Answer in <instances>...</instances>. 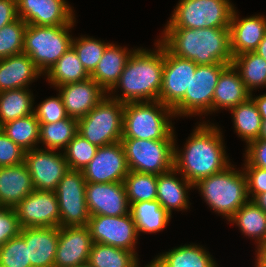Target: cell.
I'll list each match as a JSON object with an SVG mask.
<instances>
[{
	"label": "cell",
	"instance_id": "obj_31",
	"mask_svg": "<svg viewBox=\"0 0 266 267\" xmlns=\"http://www.w3.org/2000/svg\"><path fill=\"white\" fill-rule=\"evenodd\" d=\"M50 85L57 88L90 78L75 50L70 47L45 74Z\"/></svg>",
	"mask_w": 266,
	"mask_h": 267
},
{
	"label": "cell",
	"instance_id": "obj_22",
	"mask_svg": "<svg viewBox=\"0 0 266 267\" xmlns=\"http://www.w3.org/2000/svg\"><path fill=\"white\" fill-rule=\"evenodd\" d=\"M229 29L233 57L254 52L266 33V17L254 15L239 19L234 8Z\"/></svg>",
	"mask_w": 266,
	"mask_h": 267
},
{
	"label": "cell",
	"instance_id": "obj_12",
	"mask_svg": "<svg viewBox=\"0 0 266 267\" xmlns=\"http://www.w3.org/2000/svg\"><path fill=\"white\" fill-rule=\"evenodd\" d=\"M93 243L136 252L138 232L131 214L124 216H90L87 223Z\"/></svg>",
	"mask_w": 266,
	"mask_h": 267
},
{
	"label": "cell",
	"instance_id": "obj_46",
	"mask_svg": "<svg viewBox=\"0 0 266 267\" xmlns=\"http://www.w3.org/2000/svg\"><path fill=\"white\" fill-rule=\"evenodd\" d=\"M242 169L246 175L247 192L250 200L257 194L266 192V169L252 165H244Z\"/></svg>",
	"mask_w": 266,
	"mask_h": 267
},
{
	"label": "cell",
	"instance_id": "obj_18",
	"mask_svg": "<svg viewBox=\"0 0 266 267\" xmlns=\"http://www.w3.org/2000/svg\"><path fill=\"white\" fill-rule=\"evenodd\" d=\"M17 13L26 24L36 26L68 25L76 19L66 0H17Z\"/></svg>",
	"mask_w": 266,
	"mask_h": 267
},
{
	"label": "cell",
	"instance_id": "obj_9",
	"mask_svg": "<svg viewBox=\"0 0 266 267\" xmlns=\"http://www.w3.org/2000/svg\"><path fill=\"white\" fill-rule=\"evenodd\" d=\"M175 141L121 139L129 170L157 176L171 170Z\"/></svg>",
	"mask_w": 266,
	"mask_h": 267
},
{
	"label": "cell",
	"instance_id": "obj_21",
	"mask_svg": "<svg viewBox=\"0 0 266 267\" xmlns=\"http://www.w3.org/2000/svg\"><path fill=\"white\" fill-rule=\"evenodd\" d=\"M19 235L28 246L31 267H54L59 227L21 228Z\"/></svg>",
	"mask_w": 266,
	"mask_h": 267
},
{
	"label": "cell",
	"instance_id": "obj_7",
	"mask_svg": "<svg viewBox=\"0 0 266 267\" xmlns=\"http://www.w3.org/2000/svg\"><path fill=\"white\" fill-rule=\"evenodd\" d=\"M124 103L109 95L78 119V134L101 147L120 142L123 132Z\"/></svg>",
	"mask_w": 266,
	"mask_h": 267
},
{
	"label": "cell",
	"instance_id": "obj_17",
	"mask_svg": "<svg viewBox=\"0 0 266 267\" xmlns=\"http://www.w3.org/2000/svg\"><path fill=\"white\" fill-rule=\"evenodd\" d=\"M85 195L90 216H124L130 213L124 183H86Z\"/></svg>",
	"mask_w": 266,
	"mask_h": 267
},
{
	"label": "cell",
	"instance_id": "obj_53",
	"mask_svg": "<svg viewBox=\"0 0 266 267\" xmlns=\"http://www.w3.org/2000/svg\"><path fill=\"white\" fill-rule=\"evenodd\" d=\"M259 139H266V120H262Z\"/></svg>",
	"mask_w": 266,
	"mask_h": 267
},
{
	"label": "cell",
	"instance_id": "obj_15",
	"mask_svg": "<svg viewBox=\"0 0 266 267\" xmlns=\"http://www.w3.org/2000/svg\"><path fill=\"white\" fill-rule=\"evenodd\" d=\"M14 210L21 228L60 227L58 198L54 191L34 190Z\"/></svg>",
	"mask_w": 266,
	"mask_h": 267
},
{
	"label": "cell",
	"instance_id": "obj_42",
	"mask_svg": "<svg viewBox=\"0 0 266 267\" xmlns=\"http://www.w3.org/2000/svg\"><path fill=\"white\" fill-rule=\"evenodd\" d=\"M0 267H31L28 246L20 235L0 247Z\"/></svg>",
	"mask_w": 266,
	"mask_h": 267
},
{
	"label": "cell",
	"instance_id": "obj_37",
	"mask_svg": "<svg viewBox=\"0 0 266 267\" xmlns=\"http://www.w3.org/2000/svg\"><path fill=\"white\" fill-rule=\"evenodd\" d=\"M137 252L93 243L88 263L92 267H140Z\"/></svg>",
	"mask_w": 266,
	"mask_h": 267
},
{
	"label": "cell",
	"instance_id": "obj_11",
	"mask_svg": "<svg viewBox=\"0 0 266 267\" xmlns=\"http://www.w3.org/2000/svg\"><path fill=\"white\" fill-rule=\"evenodd\" d=\"M86 181L82 170H71L63 176L54 191L58 198L60 226H86L90 214L86 203Z\"/></svg>",
	"mask_w": 266,
	"mask_h": 267
},
{
	"label": "cell",
	"instance_id": "obj_4",
	"mask_svg": "<svg viewBox=\"0 0 266 267\" xmlns=\"http://www.w3.org/2000/svg\"><path fill=\"white\" fill-rule=\"evenodd\" d=\"M171 117L172 108L158 100L125 103L122 139L175 140Z\"/></svg>",
	"mask_w": 266,
	"mask_h": 267
},
{
	"label": "cell",
	"instance_id": "obj_6",
	"mask_svg": "<svg viewBox=\"0 0 266 267\" xmlns=\"http://www.w3.org/2000/svg\"><path fill=\"white\" fill-rule=\"evenodd\" d=\"M36 26L27 24L24 33L23 53L27 54L43 74L71 47L72 35L69 31L75 24Z\"/></svg>",
	"mask_w": 266,
	"mask_h": 267
},
{
	"label": "cell",
	"instance_id": "obj_55",
	"mask_svg": "<svg viewBox=\"0 0 266 267\" xmlns=\"http://www.w3.org/2000/svg\"><path fill=\"white\" fill-rule=\"evenodd\" d=\"M145 267H157L152 261L146 265Z\"/></svg>",
	"mask_w": 266,
	"mask_h": 267
},
{
	"label": "cell",
	"instance_id": "obj_8",
	"mask_svg": "<svg viewBox=\"0 0 266 267\" xmlns=\"http://www.w3.org/2000/svg\"><path fill=\"white\" fill-rule=\"evenodd\" d=\"M233 10L229 0H179L165 28H229Z\"/></svg>",
	"mask_w": 266,
	"mask_h": 267
},
{
	"label": "cell",
	"instance_id": "obj_19",
	"mask_svg": "<svg viewBox=\"0 0 266 267\" xmlns=\"http://www.w3.org/2000/svg\"><path fill=\"white\" fill-rule=\"evenodd\" d=\"M92 245L87 225L60 226L54 267H75L87 263Z\"/></svg>",
	"mask_w": 266,
	"mask_h": 267
},
{
	"label": "cell",
	"instance_id": "obj_48",
	"mask_svg": "<svg viewBox=\"0 0 266 267\" xmlns=\"http://www.w3.org/2000/svg\"><path fill=\"white\" fill-rule=\"evenodd\" d=\"M18 18L17 0H0V29Z\"/></svg>",
	"mask_w": 266,
	"mask_h": 267
},
{
	"label": "cell",
	"instance_id": "obj_29",
	"mask_svg": "<svg viewBox=\"0 0 266 267\" xmlns=\"http://www.w3.org/2000/svg\"><path fill=\"white\" fill-rule=\"evenodd\" d=\"M130 214L136 224L138 235L163 231L171 215L160 205L158 200L141 201L130 205Z\"/></svg>",
	"mask_w": 266,
	"mask_h": 267
},
{
	"label": "cell",
	"instance_id": "obj_33",
	"mask_svg": "<svg viewBox=\"0 0 266 267\" xmlns=\"http://www.w3.org/2000/svg\"><path fill=\"white\" fill-rule=\"evenodd\" d=\"M229 111L233 115L234 129L237 135L245 141L246 145L259 139L262 117L251 97Z\"/></svg>",
	"mask_w": 266,
	"mask_h": 267
},
{
	"label": "cell",
	"instance_id": "obj_30",
	"mask_svg": "<svg viewBox=\"0 0 266 267\" xmlns=\"http://www.w3.org/2000/svg\"><path fill=\"white\" fill-rule=\"evenodd\" d=\"M228 221L254 239L256 247L266 244V213L253 200L249 199Z\"/></svg>",
	"mask_w": 266,
	"mask_h": 267
},
{
	"label": "cell",
	"instance_id": "obj_3",
	"mask_svg": "<svg viewBox=\"0 0 266 267\" xmlns=\"http://www.w3.org/2000/svg\"><path fill=\"white\" fill-rule=\"evenodd\" d=\"M155 46L156 50L154 51L141 47L133 50L119 81L108 93L111 98L124 104L158 100L162 86L164 46L158 40ZM116 88L117 90L121 88L122 94L120 96L118 94L112 96L115 94Z\"/></svg>",
	"mask_w": 266,
	"mask_h": 267
},
{
	"label": "cell",
	"instance_id": "obj_51",
	"mask_svg": "<svg viewBox=\"0 0 266 267\" xmlns=\"http://www.w3.org/2000/svg\"><path fill=\"white\" fill-rule=\"evenodd\" d=\"M252 200L266 213V192L257 194Z\"/></svg>",
	"mask_w": 266,
	"mask_h": 267
},
{
	"label": "cell",
	"instance_id": "obj_47",
	"mask_svg": "<svg viewBox=\"0 0 266 267\" xmlns=\"http://www.w3.org/2000/svg\"><path fill=\"white\" fill-rule=\"evenodd\" d=\"M244 165L266 169V139H256L247 144Z\"/></svg>",
	"mask_w": 266,
	"mask_h": 267
},
{
	"label": "cell",
	"instance_id": "obj_10",
	"mask_svg": "<svg viewBox=\"0 0 266 267\" xmlns=\"http://www.w3.org/2000/svg\"><path fill=\"white\" fill-rule=\"evenodd\" d=\"M229 65L231 64L197 65L195 73L191 77L189 89H186L184 97L172 108L175 116L212 114L215 87L220 74Z\"/></svg>",
	"mask_w": 266,
	"mask_h": 267
},
{
	"label": "cell",
	"instance_id": "obj_14",
	"mask_svg": "<svg viewBox=\"0 0 266 267\" xmlns=\"http://www.w3.org/2000/svg\"><path fill=\"white\" fill-rule=\"evenodd\" d=\"M129 167L122 142L98 147L96 155L82 170L87 183L124 182Z\"/></svg>",
	"mask_w": 266,
	"mask_h": 267
},
{
	"label": "cell",
	"instance_id": "obj_24",
	"mask_svg": "<svg viewBox=\"0 0 266 267\" xmlns=\"http://www.w3.org/2000/svg\"><path fill=\"white\" fill-rule=\"evenodd\" d=\"M33 60L27 54H18L0 59V92L28 88L41 76Z\"/></svg>",
	"mask_w": 266,
	"mask_h": 267
},
{
	"label": "cell",
	"instance_id": "obj_36",
	"mask_svg": "<svg viewBox=\"0 0 266 267\" xmlns=\"http://www.w3.org/2000/svg\"><path fill=\"white\" fill-rule=\"evenodd\" d=\"M78 134V119L67 117L55 123L40 124L39 144L45 149L64 150L69 142Z\"/></svg>",
	"mask_w": 266,
	"mask_h": 267
},
{
	"label": "cell",
	"instance_id": "obj_54",
	"mask_svg": "<svg viewBox=\"0 0 266 267\" xmlns=\"http://www.w3.org/2000/svg\"><path fill=\"white\" fill-rule=\"evenodd\" d=\"M75 267H92L88 262Z\"/></svg>",
	"mask_w": 266,
	"mask_h": 267
},
{
	"label": "cell",
	"instance_id": "obj_13",
	"mask_svg": "<svg viewBox=\"0 0 266 267\" xmlns=\"http://www.w3.org/2000/svg\"><path fill=\"white\" fill-rule=\"evenodd\" d=\"M35 148L25 152L24 163L32 177L35 190L55 191L69 171L63 151Z\"/></svg>",
	"mask_w": 266,
	"mask_h": 267
},
{
	"label": "cell",
	"instance_id": "obj_28",
	"mask_svg": "<svg viewBox=\"0 0 266 267\" xmlns=\"http://www.w3.org/2000/svg\"><path fill=\"white\" fill-rule=\"evenodd\" d=\"M211 256L203 246L185 244L158 255L152 262L157 267H217Z\"/></svg>",
	"mask_w": 266,
	"mask_h": 267
},
{
	"label": "cell",
	"instance_id": "obj_50",
	"mask_svg": "<svg viewBox=\"0 0 266 267\" xmlns=\"http://www.w3.org/2000/svg\"><path fill=\"white\" fill-rule=\"evenodd\" d=\"M256 259L255 265L256 267H266V244L256 247Z\"/></svg>",
	"mask_w": 266,
	"mask_h": 267
},
{
	"label": "cell",
	"instance_id": "obj_1",
	"mask_svg": "<svg viewBox=\"0 0 266 267\" xmlns=\"http://www.w3.org/2000/svg\"><path fill=\"white\" fill-rule=\"evenodd\" d=\"M220 130L204 121L194 128L183 149L174 146V168L193 185L231 164Z\"/></svg>",
	"mask_w": 266,
	"mask_h": 267
},
{
	"label": "cell",
	"instance_id": "obj_2",
	"mask_svg": "<svg viewBox=\"0 0 266 267\" xmlns=\"http://www.w3.org/2000/svg\"><path fill=\"white\" fill-rule=\"evenodd\" d=\"M158 41L178 57L197 65L232 64L229 28H164Z\"/></svg>",
	"mask_w": 266,
	"mask_h": 267
},
{
	"label": "cell",
	"instance_id": "obj_34",
	"mask_svg": "<svg viewBox=\"0 0 266 267\" xmlns=\"http://www.w3.org/2000/svg\"><path fill=\"white\" fill-rule=\"evenodd\" d=\"M232 65L251 93L258 87H266V60L256 52H245L234 56Z\"/></svg>",
	"mask_w": 266,
	"mask_h": 267
},
{
	"label": "cell",
	"instance_id": "obj_52",
	"mask_svg": "<svg viewBox=\"0 0 266 267\" xmlns=\"http://www.w3.org/2000/svg\"><path fill=\"white\" fill-rule=\"evenodd\" d=\"M254 52L266 60V33Z\"/></svg>",
	"mask_w": 266,
	"mask_h": 267
},
{
	"label": "cell",
	"instance_id": "obj_39",
	"mask_svg": "<svg viewBox=\"0 0 266 267\" xmlns=\"http://www.w3.org/2000/svg\"><path fill=\"white\" fill-rule=\"evenodd\" d=\"M108 44L109 42L104 43V41L93 37L81 36L80 38L72 39L71 47L75 50L86 71L91 74L102 58Z\"/></svg>",
	"mask_w": 266,
	"mask_h": 267
},
{
	"label": "cell",
	"instance_id": "obj_40",
	"mask_svg": "<svg viewBox=\"0 0 266 267\" xmlns=\"http://www.w3.org/2000/svg\"><path fill=\"white\" fill-rule=\"evenodd\" d=\"M26 27L27 24L18 18L0 29V59L23 53Z\"/></svg>",
	"mask_w": 266,
	"mask_h": 267
},
{
	"label": "cell",
	"instance_id": "obj_27",
	"mask_svg": "<svg viewBox=\"0 0 266 267\" xmlns=\"http://www.w3.org/2000/svg\"><path fill=\"white\" fill-rule=\"evenodd\" d=\"M132 53L133 51L128 50L127 47L122 48L119 45L109 43L95 70L90 74V77L106 93H109L119 81L126 62Z\"/></svg>",
	"mask_w": 266,
	"mask_h": 267
},
{
	"label": "cell",
	"instance_id": "obj_25",
	"mask_svg": "<svg viewBox=\"0 0 266 267\" xmlns=\"http://www.w3.org/2000/svg\"><path fill=\"white\" fill-rule=\"evenodd\" d=\"M177 174L179 172L173 167L157 176V200L170 215L172 210L183 211L190 208L188 190L194 188L192 183L181 174L180 179Z\"/></svg>",
	"mask_w": 266,
	"mask_h": 267
},
{
	"label": "cell",
	"instance_id": "obj_35",
	"mask_svg": "<svg viewBox=\"0 0 266 267\" xmlns=\"http://www.w3.org/2000/svg\"><path fill=\"white\" fill-rule=\"evenodd\" d=\"M0 130L24 151L38 148L40 123L34 113L3 124Z\"/></svg>",
	"mask_w": 266,
	"mask_h": 267
},
{
	"label": "cell",
	"instance_id": "obj_49",
	"mask_svg": "<svg viewBox=\"0 0 266 267\" xmlns=\"http://www.w3.org/2000/svg\"><path fill=\"white\" fill-rule=\"evenodd\" d=\"M251 98L254 100L258 108V111L262 117V120H266V94L259 95L253 98V95L251 93Z\"/></svg>",
	"mask_w": 266,
	"mask_h": 267
},
{
	"label": "cell",
	"instance_id": "obj_43",
	"mask_svg": "<svg viewBox=\"0 0 266 267\" xmlns=\"http://www.w3.org/2000/svg\"><path fill=\"white\" fill-rule=\"evenodd\" d=\"M40 124L55 123L68 117L61 96L49 97L40 102L33 112Z\"/></svg>",
	"mask_w": 266,
	"mask_h": 267
},
{
	"label": "cell",
	"instance_id": "obj_26",
	"mask_svg": "<svg viewBox=\"0 0 266 267\" xmlns=\"http://www.w3.org/2000/svg\"><path fill=\"white\" fill-rule=\"evenodd\" d=\"M251 97V92L246 88L239 72L229 65L218 79L212 100V113L220 109H232Z\"/></svg>",
	"mask_w": 266,
	"mask_h": 267
},
{
	"label": "cell",
	"instance_id": "obj_38",
	"mask_svg": "<svg viewBox=\"0 0 266 267\" xmlns=\"http://www.w3.org/2000/svg\"><path fill=\"white\" fill-rule=\"evenodd\" d=\"M123 183L130 205L157 200V175L129 171Z\"/></svg>",
	"mask_w": 266,
	"mask_h": 267
},
{
	"label": "cell",
	"instance_id": "obj_20",
	"mask_svg": "<svg viewBox=\"0 0 266 267\" xmlns=\"http://www.w3.org/2000/svg\"><path fill=\"white\" fill-rule=\"evenodd\" d=\"M56 89L59 91L67 115L76 119L86 116L107 95L91 77Z\"/></svg>",
	"mask_w": 266,
	"mask_h": 267
},
{
	"label": "cell",
	"instance_id": "obj_45",
	"mask_svg": "<svg viewBox=\"0 0 266 267\" xmlns=\"http://www.w3.org/2000/svg\"><path fill=\"white\" fill-rule=\"evenodd\" d=\"M21 227L14 208L0 206V247L19 235Z\"/></svg>",
	"mask_w": 266,
	"mask_h": 267
},
{
	"label": "cell",
	"instance_id": "obj_23",
	"mask_svg": "<svg viewBox=\"0 0 266 267\" xmlns=\"http://www.w3.org/2000/svg\"><path fill=\"white\" fill-rule=\"evenodd\" d=\"M34 190L32 177L24 162L0 167V206L15 208Z\"/></svg>",
	"mask_w": 266,
	"mask_h": 267
},
{
	"label": "cell",
	"instance_id": "obj_5",
	"mask_svg": "<svg viewBox=\"0 0 266 267\" xmlns=\"http://www.w3.org/2000/svg\"><path fill=\"white\" fill-rule=\"evenodd\" d=\"M210 209L229 220L249 197L246 175L229 165L221 172L199 180L194 184Z\"/></svg>",
	"mask_w": 266,
	"mask_h": 267
},
{
	"label": "cell",
	"instance_id": "obj_44",
	"mask_svg": "<svg viewBox=\"0 0 266 267\" xmlns=\"http://www.w3.org/2000/svg\"><path fill=\"white\" fill-rule=\"evenodd\" d=\"M25 152L0 130V167L23 163Z\"/></svg>",
	"mask_w": 266,
	"mask_h": 267
},
{
	"label": "cell",
	"instance_id": "obj_16",
	"mask_svg": "<svg viewBox=\"0 0 266 267\" xmlns=\"http://www.w3.org/2000/svg\"><path fill=\"white\" fill-rule=\"evenodd\" d=\"M196 68L194 61L171 54L164 47L162 86L158 101L173 108L184 97L186 89H189Z\"/></svg>",
	"mask_w": 266,
	"mask_h": 267
},
{
	"label": "cell",
	"instance_id": "obj_32",
	"mask_svg": "<svg viewBox=\"0 0 266 267\" xmlns=\"http://www.w3.org/2000/svg\"><path fill=\"white\" fill-rule=\"evenodd\" d=\"M33 97L29 88L0 92V127L7 122L31 115L34 112Z\"/></svg>",
	"mask_w": 266,
	"mask_h": 267
},
{
	"label": "cell",
	"instance_id": "obj_41",
	"mask_svg": "<svg viewBox=\"0 0 266 267\" xmlns=\"http://www.w3.org/2000/svg\"><path fill=\"white\" fill-rule=\"evenodd\" d=\"M98 146L77 134L66 146L65 160L71 170H83L96 155Z\"/></svg>",
	"mask_w": 266,
	"mask_h": 267
}]
</instances>
